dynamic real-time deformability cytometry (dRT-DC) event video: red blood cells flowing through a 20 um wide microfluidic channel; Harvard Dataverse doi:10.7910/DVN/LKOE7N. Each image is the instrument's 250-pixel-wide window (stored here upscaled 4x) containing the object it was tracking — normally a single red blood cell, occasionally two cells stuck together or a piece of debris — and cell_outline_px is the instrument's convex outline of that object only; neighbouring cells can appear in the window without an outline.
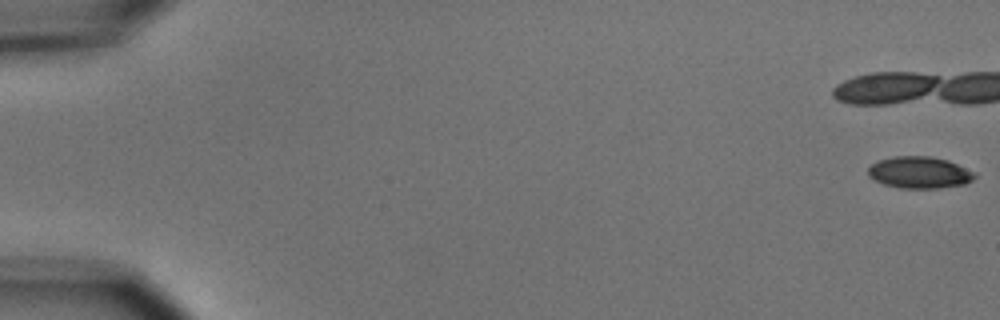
{"species": "common noctule bat (a hibernating species)", "species_latin": "Nyctalus noctula", "temperature_condition": "cold", "stored_images_in_passage": 3, "camera_frame_rate_fps": 3000, "um_per_image_px": 0.085, "animal": {"sex": "male", "body_mass_g": 15.6}, "frame": {"image": 1, "passage_image": 1, "time_ms": 0.0, "image_size_px": [1000, 320], "cell_outline_px": [[976, 176], [972, 180], [964, 184], [936, 188], [900, 188], [884, 184], [868, 176], [868, 168], [872, 164], [880, 160], [892, 156], [928, 156], [948, 160], [976, 172]], "centroid_in_image_um": [78.16, 14.65], "position_along_channel_um": 6.8, "area_um2": 19.65}}